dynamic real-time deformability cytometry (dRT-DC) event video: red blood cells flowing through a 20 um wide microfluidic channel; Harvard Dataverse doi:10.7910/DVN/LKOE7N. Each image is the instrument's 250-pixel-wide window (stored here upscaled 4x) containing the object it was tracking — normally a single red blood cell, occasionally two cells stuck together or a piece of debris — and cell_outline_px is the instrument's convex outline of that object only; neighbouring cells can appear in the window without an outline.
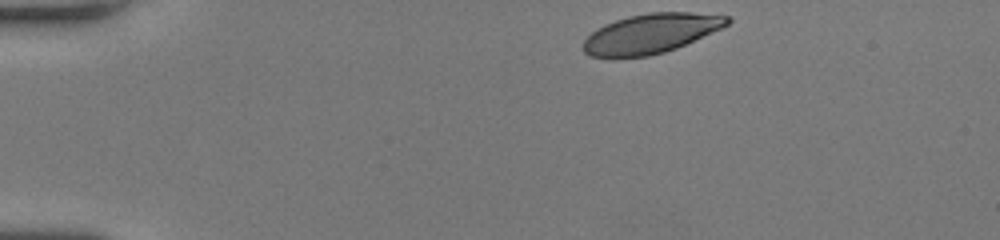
{"species": "human", "species_latin": "Homo sapiens", "temperature_condition": "room temperature", "stored_images_in_passage": 38, "camera_frame_rate_fps": 3000, "um_per_image_px": 0.085, "donor": {"sex": "female"}, "frame": {"image": 1, "passage_image": 1, "time_ms": 0.0, "image_size_px": [1000, 240], "cell_outline_px": [[732, 20], [728, 24], [720, 28], [676, 48], [664, 52], [648, 56], [612, 60], [588, 56], [584, 52], [584, 40], [592, 32], [604, 24], [628, 16], [648, 12], [688, 12], [728, 16]], "centroid_in_image_um": [55.24, 2.88], "position_along_channel_um": 29.8, "area_um2": 33.47}}
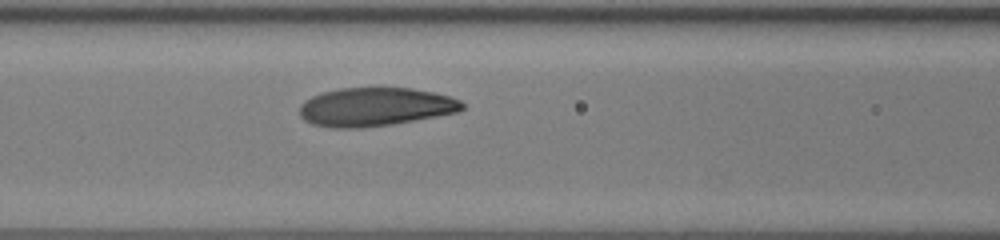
{"frame": {"image": 2, "passage_image": 15, "time_ms": 4.667, "image_size_px": [1000, 240], "cell_outline_px": [[464, 108], [456, 112], [436, 116], [392, 124], [360, 128], [332, 128], [312, 124], [304, 120], [300, 116], [300, 104], [304, 100], [312, 96], [324, 92], [340, 88], [412, 88], [432, 92], [448, 96], [460, 100], [464, 104]], "centroid_in_image_um": [31.86, 9.09], "position_along_channel_um": 134.7, "area_um2": 36.41}}
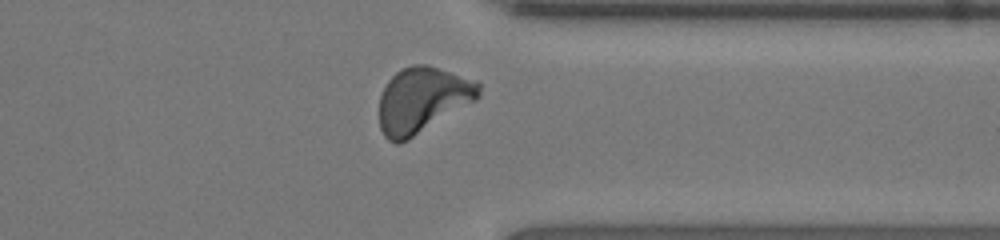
{"frame": {"image": 3, "passage_image": 33, "time_ms": 10.667, "image_size_px": [1000, 240], "cell_outline_px": [[480, 96], [476, 100], [408, 140], [400, 144], [396, 144], [388, 140], [384, 136], [380, 128], [380, 96], [388, 80], [396, 72], [412, 64], [428, 64], [476, 80], [480, 84]], "centroid_in_image_um": [35.91, 8.49], "position_along_channel_um": 375.5, "area_um2": 38.09}, "authors_computed_cell_mechanics": {"area_um2": 35.9805, "velocity_mm_per_s": 4.0379, "shape_relaxation_time_tau1_ms": 3.2421, "shape_relaxation_time_tau2_ms": 1.1084, "deformation_change_tau1": 0.1568, "deformation_change_tau2": 0.0639}}